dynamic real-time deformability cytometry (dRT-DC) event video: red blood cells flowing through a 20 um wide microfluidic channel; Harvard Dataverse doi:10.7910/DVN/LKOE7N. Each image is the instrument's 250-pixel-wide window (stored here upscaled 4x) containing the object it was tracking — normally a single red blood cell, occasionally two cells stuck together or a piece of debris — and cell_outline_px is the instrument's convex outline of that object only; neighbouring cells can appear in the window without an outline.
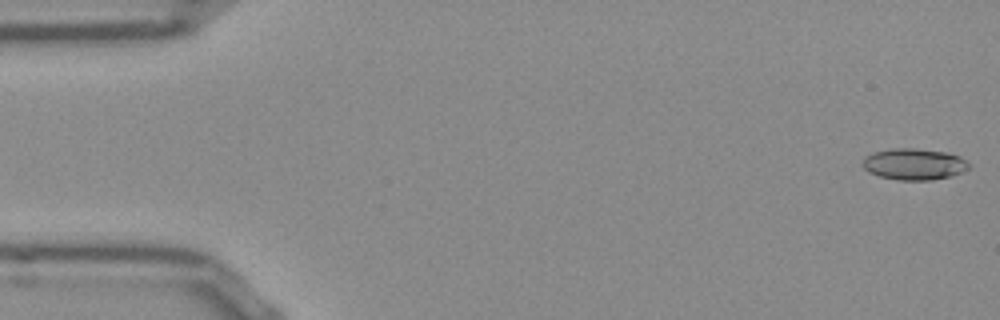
{"species": "Egyptian fruit bat (a non-hibernating species)", "species_latin": "Rousettus aegyptiacus", "temperature_condition": "room temperature", "stored_images_in_passage": 52, "camera_frame_rate_fps": 3000, "um_per_image_px": 0.085, "frame": {"image": 1, "passage_image": 1, "time_ms": 0.0, "image_size_px": [1000, 320], "cell_outline_px": [[968, 168], [960, 172], [948, 176], [932, 180], [900, 180], [880, 176], [868, 172], [860, 164], [864, 156], [872, 152], [892, 148], [916, 148], [948, 152], [960, 156], [968, 164]], "centroid_in_image_um": [77.62, 13.93], "position_along_channel_um": 7.4, "area_um2": 19.48}}
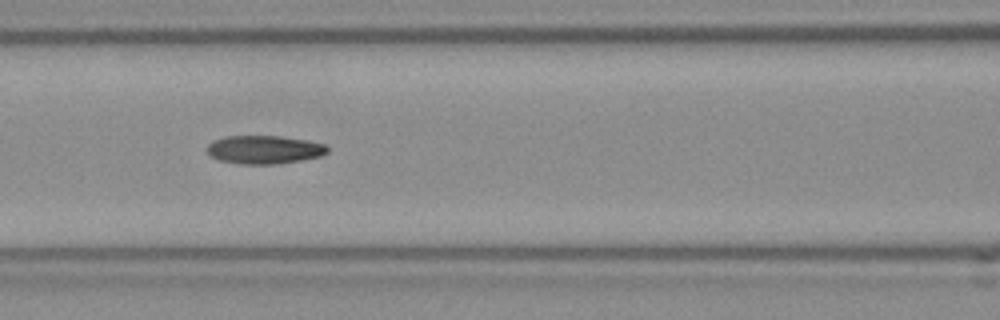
{"frame": {"image": 2, "passage_image": 22, "time_ms": 7.0, "image_size_px": [1000, 320], "cell_outline_px": [[328, 152], [320, 156], [300, 160], [276, 164], [240, 164], [216, 160], [208, 156], [204, 148], [212, 140], [224, 136], [280, 136], [308, 140], [324, 144], [328, 148]], "centroid_in_image_um": [22.37, 12.72], "position_along_channel_um": 144.2, "area_um2": 20.23}}
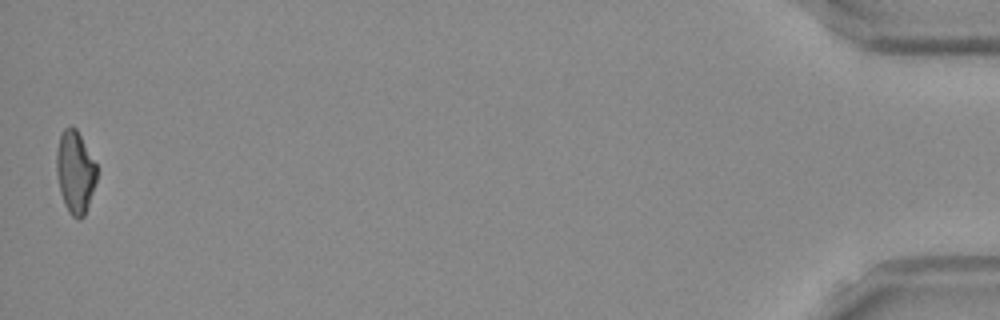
{"frame": {"image": 3, "passage_image": 52, "time_ms": 17.0, "image_size_px": [1000, 320], "cell_outline_px": [[96, 180], [84, 216], [80, 220], [72, 216], [68, 212], [64, 204], [60, 192], [56, 176], [56, 152], [60, 132], [64, 128], [76, 128], [96, 164]], "centroid_in_image_um": [6.35, 14.63], "position_along_channel_um": 428.8, "area_um2": 19.25}, "authors_computed_cell_mechanics": {"area_um2": 19.5075, "velocity_mm_per_s": 3.8452, "shape_relaxation_time_tau1_ms": null, "shape_relaxation_time_tau2_ms": 4.6109, "deformation_change_tau1": null, "deformation_change_tau2": 0.1371}}